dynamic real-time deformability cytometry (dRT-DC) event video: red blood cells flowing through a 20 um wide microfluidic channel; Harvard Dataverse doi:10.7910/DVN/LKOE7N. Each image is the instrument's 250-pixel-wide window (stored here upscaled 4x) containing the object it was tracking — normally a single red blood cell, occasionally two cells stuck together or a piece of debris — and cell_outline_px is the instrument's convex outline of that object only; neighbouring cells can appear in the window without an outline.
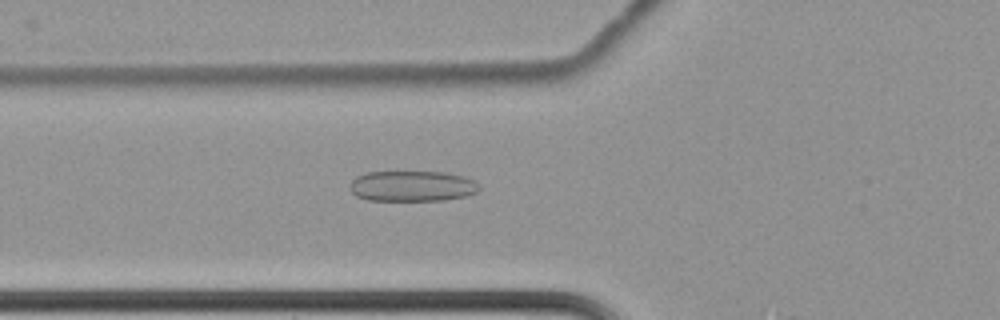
{"species": "common noctule bat (a hibernating species)", "species_latin": "Nyctalus noctula", "temperature_condition": "cold", "stored_images_in_passage": 4, "camera_frame_rate_fps": 3000, "um_per_image_px": 0.085, "animal": {"sex": "female", "body_mass_g": 22.7, "forearm_length_mm": 54.2}, "frame": {"image": 1, "passage_image": 3, "time_ms": 0.667, "image_size_px": [1000, 320], "cell_outline_px": [[480, 188], [476, 192], [464, 196], [444, 200], [368, 200], [356, 196], [348, 188], [348, 184], [356, 176], [364, 172], [444, 172], [464, 176], [476, 180], [480, 184]], "centroid_in_image_um": [35.02, 15.81], "position_along_channel_um": 90.8, "area_um2": 23.29}}